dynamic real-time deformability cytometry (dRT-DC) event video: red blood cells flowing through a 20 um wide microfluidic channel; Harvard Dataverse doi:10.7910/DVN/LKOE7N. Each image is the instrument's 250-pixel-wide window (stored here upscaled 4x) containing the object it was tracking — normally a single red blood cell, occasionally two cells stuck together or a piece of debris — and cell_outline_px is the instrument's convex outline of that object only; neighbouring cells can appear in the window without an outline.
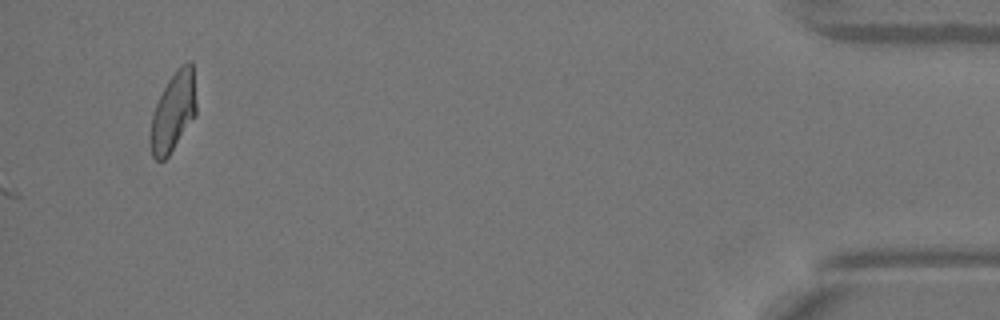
{"species": "Egyptian fruit bat (a non-hibernating species)", "species_latin": "Rousettus aegyptiacus", "temperature_condition": "warm", "stored_images_in_passage": 52, "camera_frame_rate_fps": 3000, "um_per_image_px": 0.085, "animal": {"sex": "female"}, "frame": {"image": 1, "passage_image": 52, "time_ms": 17.0, "image_size_px": [1000, 320], "cell_outline_px": [[196, 116], [168, 156], [164, 160], [156, 160], [152, 156], [148, 136], [152, 112], [168, 80], [176, 68], [180, 64], [188, 60], [192, 60], [196, 104]], "centroid_in_image_um": [14.71, 9.5], "position_along_channel_um": 420.5, "area_um2": 21.56}}